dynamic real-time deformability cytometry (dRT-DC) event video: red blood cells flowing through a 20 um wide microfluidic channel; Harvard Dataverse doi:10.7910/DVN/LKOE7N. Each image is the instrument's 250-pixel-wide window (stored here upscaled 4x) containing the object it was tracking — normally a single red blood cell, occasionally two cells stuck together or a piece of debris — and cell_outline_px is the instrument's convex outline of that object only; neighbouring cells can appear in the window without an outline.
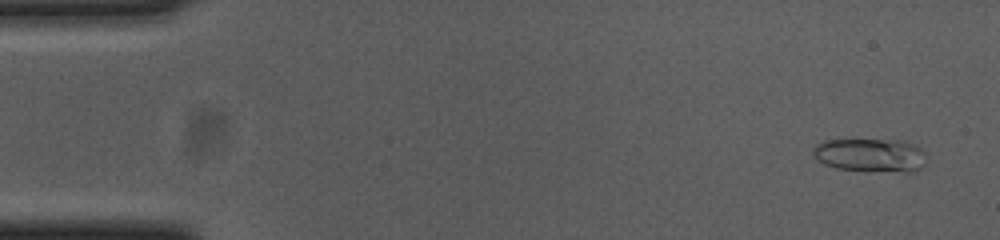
{"species": "common noctule bat (a hibernating species)", "species_latin": "Nyctalus noctula", "temperature_condition": "cold", "stored_images_in_passage": 12, "camera_frame_rate_fps": 3000, "um_per_image_px": 0.085, "animal": {"sex": "female", "body_mass_g": 23.0, "forearm_length_mm": 53.4}, "frame": {"image": 1, "passage_image": 3, "time_ms": 0.667, "image_size_px": [1000, 240], "cell_outline_px": [[924, 164], [920, 168], [912, 172], [908, 172], [836, 168], [824, 164], [812, 152], [816, 144], [824, 140], [904, 140], [916, 144], [924, 152]], "centroid_in_image_um": [74.02, 13.17], "position_along_channel_um": 11.0, "area_um2": 21.85}}